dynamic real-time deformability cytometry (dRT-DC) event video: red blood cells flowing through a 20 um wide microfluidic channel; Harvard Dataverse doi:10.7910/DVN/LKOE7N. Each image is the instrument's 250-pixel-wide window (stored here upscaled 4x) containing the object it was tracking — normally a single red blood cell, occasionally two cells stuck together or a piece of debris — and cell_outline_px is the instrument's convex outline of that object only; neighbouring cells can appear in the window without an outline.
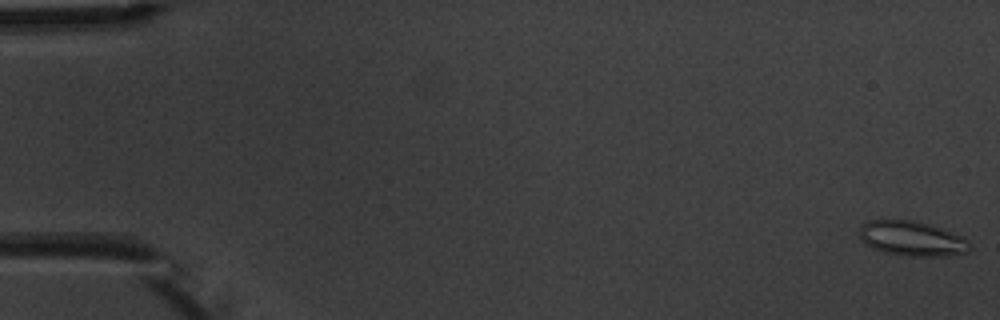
{"species": "common noctule bat (a hibernating species)", "species_latin": "Nyctalus noctula", "temperature_condition": "warm", "stored_images_in_passage": 5, "camera_frame_rate_fps": 3000, "um_per_image_px": 0.085, "animal": {"sex": "male", "body_mass_g": 20.1, "forearm_length_mm": 53.5}, "frame": {"image": 1, "passage_image": 5, "time_ms": 5.0, "image_size_px": [1000, 320], "cell_outline_px": [[968, 252], [944, 256], [900, 256], [884, 252], [872, 248], [864, 244], [860, 240], [860, 224], [868, 220], [908, 220], [928, 224], [964, 236], [968, 240]], "centroid_in_image_um": [77.47, 20.28], "position_along_channel_um": 7.5, "area_um2": 22.48}}